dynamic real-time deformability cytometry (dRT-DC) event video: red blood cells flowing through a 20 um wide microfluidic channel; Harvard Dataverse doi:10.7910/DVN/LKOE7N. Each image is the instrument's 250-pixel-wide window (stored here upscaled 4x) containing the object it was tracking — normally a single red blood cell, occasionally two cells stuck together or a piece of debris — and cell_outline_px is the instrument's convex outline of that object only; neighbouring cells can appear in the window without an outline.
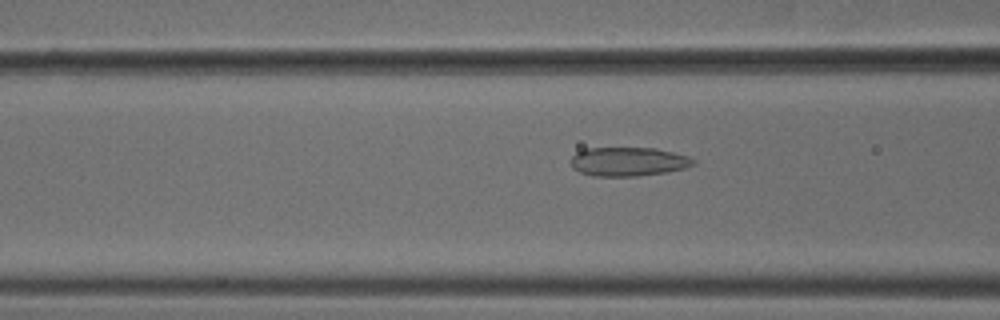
{"species": "common noctule bat (a hibernating species)", "species_latin": "Nyctalus noctula", "temperature_condition": "cold", "stored_images_in_passage": 53, "camera_frame_rate_fps": 3000, "um_per_image_px": 0.085, "animal": {"sex": "male", "body_mass_g": 18.8}, "frame": {"image": 1, "passage_image": 21, "time_ms": 6.667, "image_size_px": [1000, 320], "cell_outline_px": [[696, 164], [684, 168], [668, 172], [636, 176], [592, 176], [580, 172], [572, 168], [568, 160], [576, 152], [584, 148], [656, 148], [688, 156], [696, 160]], "centroid_in_image_um": [53.37, 13.74], "position_along_channel_um": 113.2, "area_um2": 20.92}}
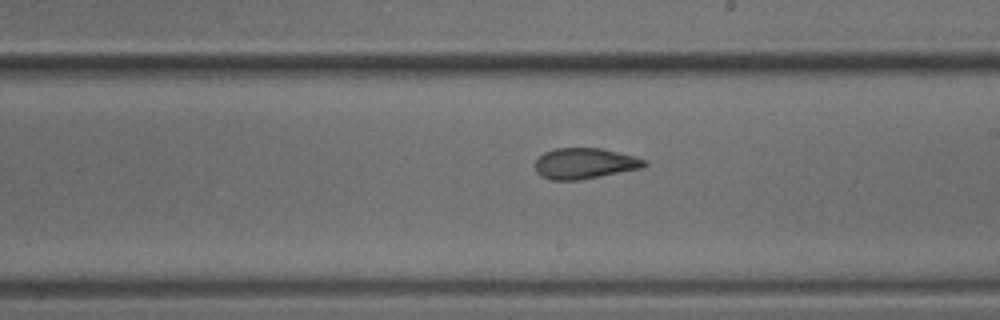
{"frame": {"image": 2, "passage_image": 31, "time_ms": 10.0, "image_size_px": [1000, 320], "cell_outline_px": [[648, 164], [644, 168], [580, 180], [552, 180], [540, 176], [536, 172], [536, 160], [544, 152], [556, 148], [600, 148], [648, 160]], "centroid_in_image_um": [49.71, 13.9], "position_along_channel_um": 239.3, "area_um2": 19.65}}
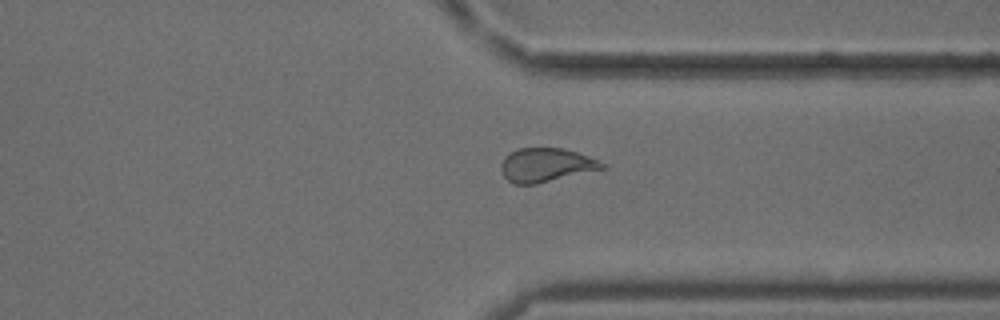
{"frame": {"image": 3, "passage_image": 41, "time_ms": 13.333, "image_size_px": [1000, 320], "cell_outline_px": [[608, 168], [536, 184], [512, 184], [504, 176], [500, 168], [500, 164], [504, 156], [508, 152], [516, 148], [564, 148], [576, 152], [596, 160], [604, 164]], "centroid_in_image_um": [46.37, 14.03], "position_along_channel_um": 365.0, "area_um2": 20.06}, "authors_computed_cell_mechanics": {"area_um2": 21.097, "velocity_mm_per_s": 3.78, "shape_relaxation_time_tau1_ms": null, "shape_relaxation_time_tau2_ms": 1.8838, "deformation_change_tau1": null, "deformation_change_tau2": 0.0909}}